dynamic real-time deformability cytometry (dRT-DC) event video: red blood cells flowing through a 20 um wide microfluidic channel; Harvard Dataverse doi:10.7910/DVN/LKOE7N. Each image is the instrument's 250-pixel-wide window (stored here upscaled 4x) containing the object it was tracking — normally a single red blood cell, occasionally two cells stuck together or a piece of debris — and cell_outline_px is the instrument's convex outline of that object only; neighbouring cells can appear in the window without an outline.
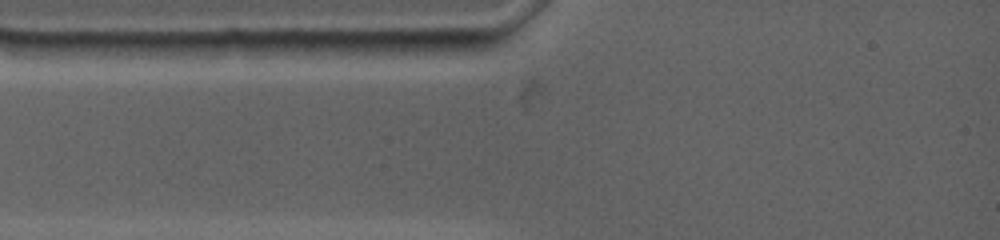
{"species": "common noctule bat (a hibernating species)", "species_latin": "Nyctalus noctula", "temperature_condition": "warm", "stored_images_in_passage": 4, "camera_frame_rate_fps": 4500, "um_per_image_px": 0.085, "animal": {"sex": "female", "body_mass_g": 19.0, "forearm_length_mm": 53.3}, "frame": {"image": 1, "passage_image": 3, "time_ms": 1.111, "image_size_px": [1000, 240], "cell_outline_px": [[496, 44], [488, 48], [416, 56], [372, 52], [368, 44], [368, 40], [496, 40]], "centroid_in_image_um": [36.28, 3.95], "position_along_channel_um": 48.7, "area_um2": 11.27}}